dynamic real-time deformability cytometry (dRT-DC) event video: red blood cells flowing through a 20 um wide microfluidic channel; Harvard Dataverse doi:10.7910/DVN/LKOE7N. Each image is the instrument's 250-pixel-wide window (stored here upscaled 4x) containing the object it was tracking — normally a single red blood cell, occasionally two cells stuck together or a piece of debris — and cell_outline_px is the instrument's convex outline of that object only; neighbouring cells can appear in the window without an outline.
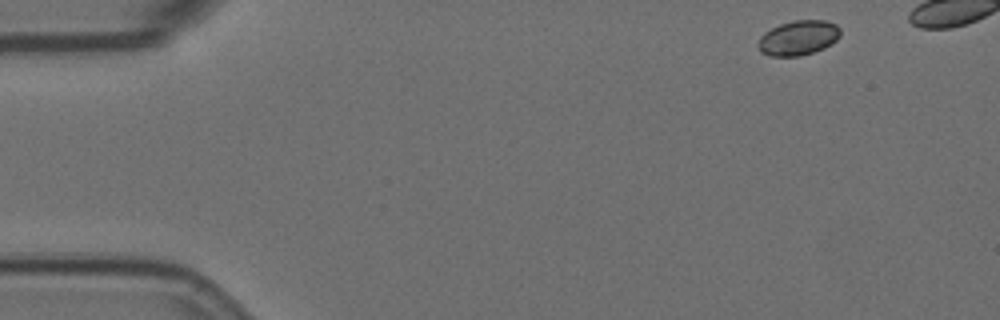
{"species": "Egyptian fruit bat (a non-hibernating species)", "species_latin": "Rousettus aegyptiacus", "temperature_condition": "room temperature", "stored_images_in_passage": 5, "camera_frame_rate_fps": 3000, "um_per_image_px": 0.085, "animal": {"sex": "female"}, "frame": {"image": 1, "passage_image": 1, "time_ms": 0.0, "image_size_px": [1000, 320], "cell_outline_px": [[840, 36], [832, 44], [824, 48], [800, 56], [768, 56], [760, 52], [760, 36], [764, 32], [780, 24], [792, 20], [824, 20], [836, 24], [840, 28]], "centroid_in_image_um": [67.88, 3.21], "position_along_channel_um": 17.1, "area_um2": 16.65}}